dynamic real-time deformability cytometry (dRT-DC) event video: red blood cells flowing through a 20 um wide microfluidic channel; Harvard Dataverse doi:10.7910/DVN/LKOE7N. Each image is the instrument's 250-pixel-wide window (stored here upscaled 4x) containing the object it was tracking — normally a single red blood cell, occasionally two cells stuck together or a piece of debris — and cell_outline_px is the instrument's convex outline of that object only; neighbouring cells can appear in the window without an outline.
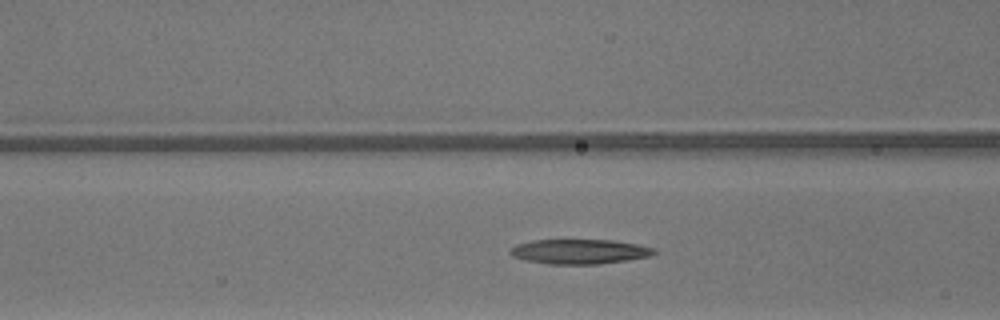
{"species": "common noctule bat (a hibernating species)", "species_latin": "Nyctalus noctula", "temperature_condition": "warm", "stored_images_in_passage": 32, "camera_frame_rate_fps": 3000, "um_per_image_px": 0.085, "animal": {"sex": "male", "body_mass_g": 13.3}, "frame": {"image": 1, "passage_image": 13, "time_ms": 4.0, "image_size_px": [1000, 320], "cell_outline_px": [[656, 252], [648, 256], [628, 260], [600, 264], [548, 264], [524, 260], [512, 256], [508, 252], [516, 244], [532, 240], [612, 240], [636, 244], [656, 248]], "centroid_in_image_um": [49.23, 21.38], "position_along_channel_um": 117.4, "area_um2": 20.75}}
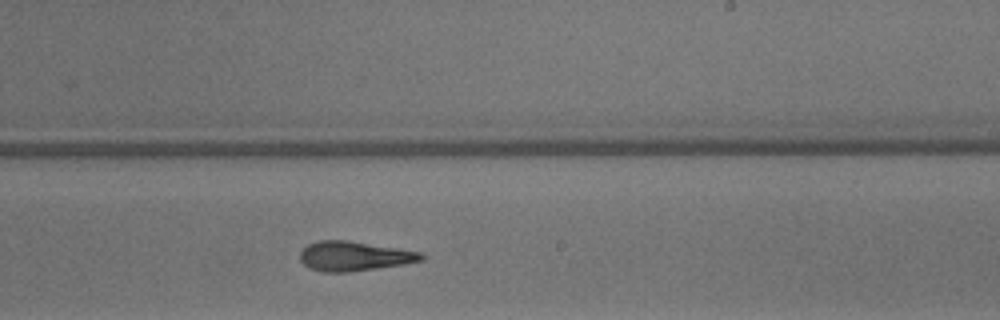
{"frame": {"image": 2, "passage_image": 23, "time_ms": 7.333, "image_size_px": [1000, 320], "cell_outline_px": [[428, 256], [424, 260], [404, 264], [348, 272], [320, 272], [308, 268], [300, 260], [300, 252], [308, 244], [320, 240], [348, 240], [424, 252]], "centroid_in_image_um": [30.14, 21.77], "position_along_channel_um": 258.9, "area_um2": 21.15}}
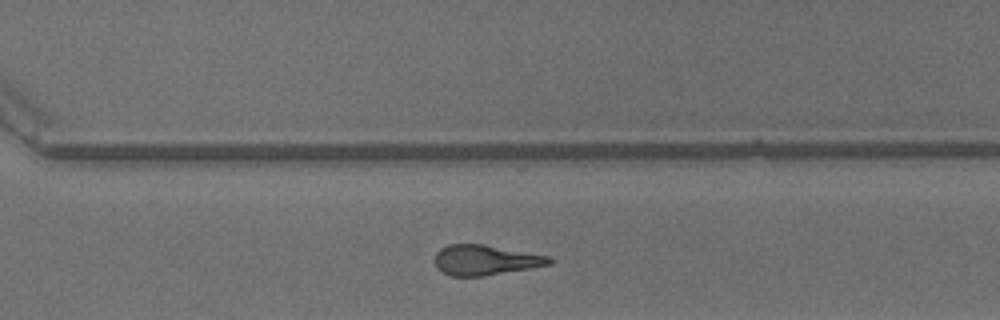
{"frame": {"image": 3, "passage_image": 28, "time_ms": 9.0, "image_size_px": [1000, 320], "cell_outline_px": [[556, 260], [552, 264], [532, 268], [484, 276], [448, 276], [440, 272], [436, 268], [436, 252], [440, 248], [448, 244], [484, 244], [548, 256]], "centroid_in_image_um": [41.25, 22.11], "position_along_channel_um": 329.3, "area_um2": 20.35}, "authors_computed_cell_mechanics": {"area_um2": 20.8947, "velocity_mm_per_s": 4.254, "shape_relaxation_time_tau1_ms": null, "shape_relaxation_time_tau2_ms": 2.1622, "deformation_change_tau1": null, "deformation_change_tau2": 0.1358}}